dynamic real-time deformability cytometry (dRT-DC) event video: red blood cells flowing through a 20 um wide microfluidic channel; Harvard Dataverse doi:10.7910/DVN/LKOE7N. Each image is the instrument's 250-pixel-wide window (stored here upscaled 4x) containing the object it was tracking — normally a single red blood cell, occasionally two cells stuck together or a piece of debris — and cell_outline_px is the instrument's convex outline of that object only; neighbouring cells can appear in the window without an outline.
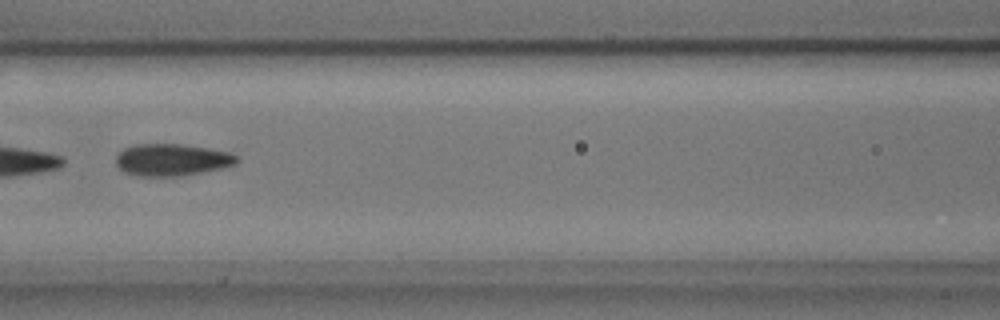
{"species": "common noctule bat (a hibernating species)", "species_latin": "Nyctalus noctula", "temperature_condition": "cold", "stored_images_in_passage": 5, "camera_frame_rate_fps": 3000, "um_per_image_px": 0.085, "animal": {"sex": "male", "body_mass_g": 17.9, "forearm_length_mm": 54.2}, "frame": {"image": 1, "passage_image": 3, "time_ms": 0.667, "image_size_px": [1000, 320], "cell_outline_px": [[240, 160], [236, 164], [224, 168], [180, 176], [136, 176], [124, 172], [116, 164], [116, 156], [124, 148], [136, 144], [180, 144], [208, 148], [232, 152]], "centroid_in_image_um": [14.64, 13.59], "position_along_channel_um": 152.0, "area_um2": 22.72}}
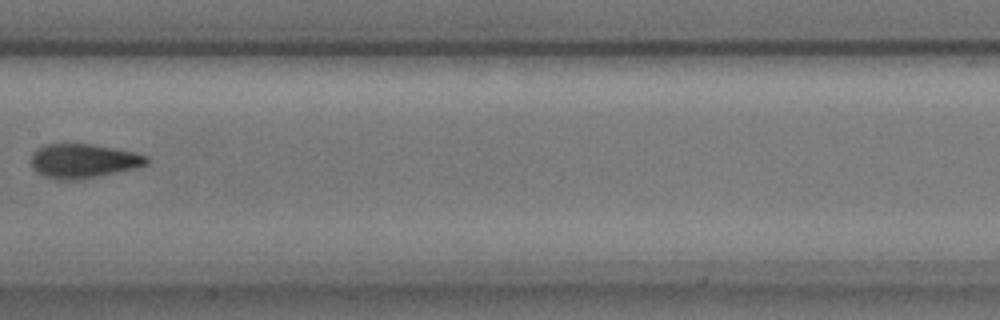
{"frame": {"image": 2, "passage_image": 4, "time_ms": 1.0, "image_size_px": [1000, 320], "cell_outline_px": [[148, 164], [136, 168], [100, 176], [76, 180], [52, 180], [36, 172], [32, 168], [32, 152], [48, 144], [92, 144], [136, 152], [148, 156]], "centroid_in_image_um": [7.1, 13.69], "position_along_channel_um": 200.3, "area_um2": 23.18}}
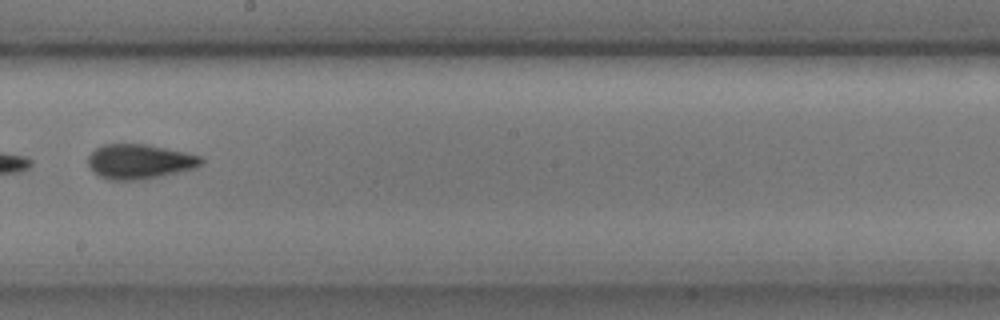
{"frame": {"image": 3, "passage_image": 5, "time_ms": 1.333, "image_size_px": [1000, 320], "cell_outline_px": [[204, 160], [196, 168], [140, 180], [108, 180], [100, 176], [88, 164], [88, 156], [96, 148], [104, 144], [144, 144], [184, 152], [200, 156]], "centroid_in_image_um": [11.85, 13.73], "position_along_channel_um": 236.4, "area_um2": 22.54}}